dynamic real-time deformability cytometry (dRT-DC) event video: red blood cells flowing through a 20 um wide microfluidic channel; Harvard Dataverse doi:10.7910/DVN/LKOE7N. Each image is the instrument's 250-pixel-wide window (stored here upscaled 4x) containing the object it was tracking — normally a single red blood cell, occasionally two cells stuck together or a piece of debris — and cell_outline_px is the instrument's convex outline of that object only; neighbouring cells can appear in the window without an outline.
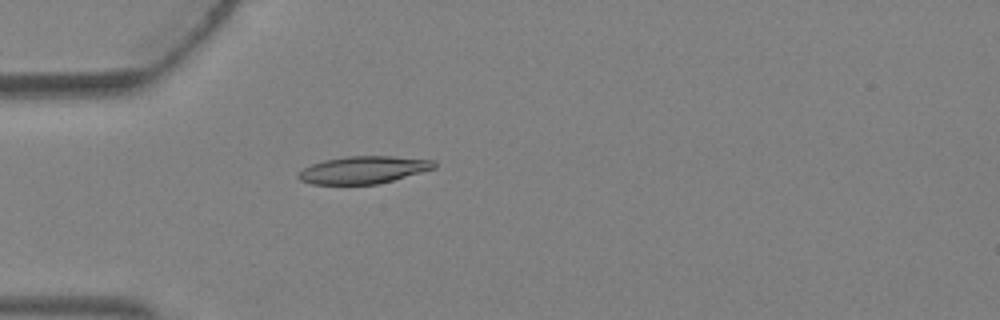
{"species": "Egyptian fruit bat (a non-hibernating species)", "species_latin": "Rousettus aegyptiacus", "temperature_condition": "warm", "stored_images_in_passage": 1, "camera_frame_rate_fps": 3000, "um_per_image_px": 0.085, "animal": {"sex": "female"}, "frame": {"image": 1, "passage_image": 1, "time_ms": 0.0, "image_size_px": [1000, 320], "cell_outline_px": [[436, 168], [392, 180], [376, 184], [312, 184], [300, 180], [296, 176], [304, 168], [312, 164], [324, 160], [348, 156], [392, 156], [436, 160]], "centroid_in_image_um": [30.91, 14.43], "position_along_channel_um": 54.1, "area_um2": 21.56}}